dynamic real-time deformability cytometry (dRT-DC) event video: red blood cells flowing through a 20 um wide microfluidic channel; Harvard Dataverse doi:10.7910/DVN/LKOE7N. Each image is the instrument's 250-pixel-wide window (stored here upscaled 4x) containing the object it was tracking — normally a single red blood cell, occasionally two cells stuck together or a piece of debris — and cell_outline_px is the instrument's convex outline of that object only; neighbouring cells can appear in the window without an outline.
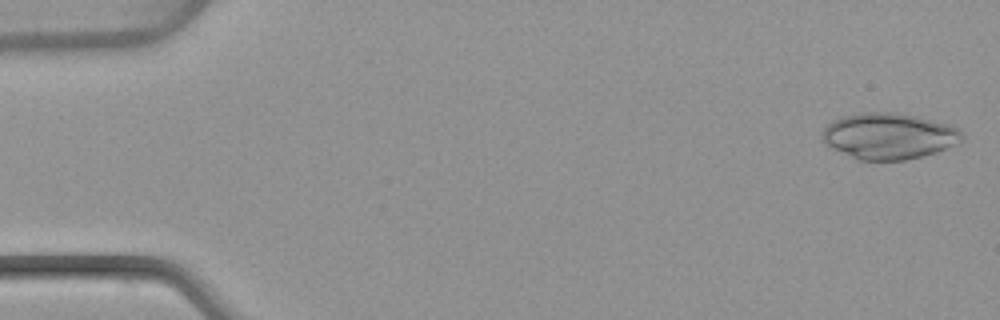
{"species": "common noctule bat (a hibernating species)", "species_latin": "Nyctalus noctula", "temperature_condition": "warm", "stored_images_in_passage": 9, "camera_frame_rate_fps": 3000, "um_per_image_px": 0.085, "animal": {"sex": "female", "body_mass_g": 22.7, "forearm_length_mm": 54.2}, "frame": {"image": 1, "passage_image": 1, "time_ms": 0.0, "image_size_px": [1000, 320], "cell_outline_px": [[964, 136], [960, 140], [936, 152], [904, 160], [856, 160], [824, 144], [820, 132], [832, 120], [840, 116], [860, 112], [892, 112], [916, 116], [948, 124], [956, 128]], "centroid_in_image_um": [75.45, 11.55], "position_along_channel_um": 9.6, "area_um2": 37.45}}